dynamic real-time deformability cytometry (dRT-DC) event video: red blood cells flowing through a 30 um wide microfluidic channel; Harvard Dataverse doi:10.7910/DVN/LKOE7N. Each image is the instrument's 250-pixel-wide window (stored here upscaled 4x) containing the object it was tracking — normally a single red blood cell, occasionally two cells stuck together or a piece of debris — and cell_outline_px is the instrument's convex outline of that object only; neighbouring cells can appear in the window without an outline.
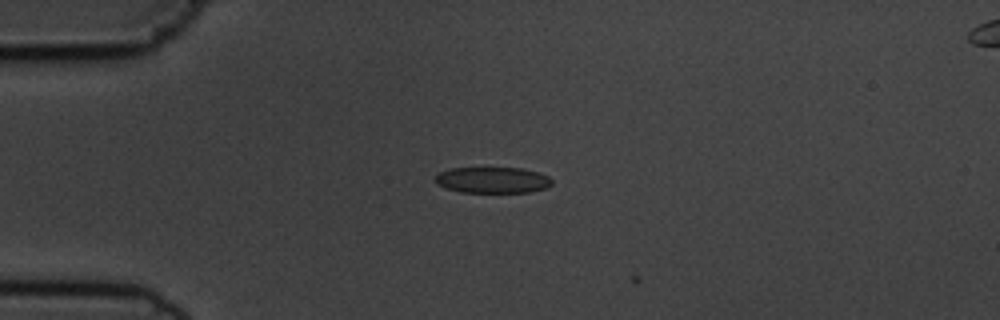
{"species": "common noctule bat (a hibernating species)", "species_latin": "Nyctalus noctula", "temperature_condition": "cold", "stored_images_in_passage": 3, "camera_frame_rate_fps": 3000, "um_per_image_px": 0.085, "animal": {"sex": "male", "body_mass_g": 19.5, "forearm_length_mm": 54.6}, "frame": {"image": 1, "passage_image": 1, "time_ms": 0.0, "image_size_px": [1000, 320], "cell_outline_px": [[552, 184], [548, 188], [532, 192], [460, 192], [436, 184], [436, 176], [440, 172], [452, 168], [524, 168], [548, 176], [552, 180]], "centroid_in_image_um": [41.91, 15.31], "position_along_channel_um": 43.1, "area_um2": 17.69}}